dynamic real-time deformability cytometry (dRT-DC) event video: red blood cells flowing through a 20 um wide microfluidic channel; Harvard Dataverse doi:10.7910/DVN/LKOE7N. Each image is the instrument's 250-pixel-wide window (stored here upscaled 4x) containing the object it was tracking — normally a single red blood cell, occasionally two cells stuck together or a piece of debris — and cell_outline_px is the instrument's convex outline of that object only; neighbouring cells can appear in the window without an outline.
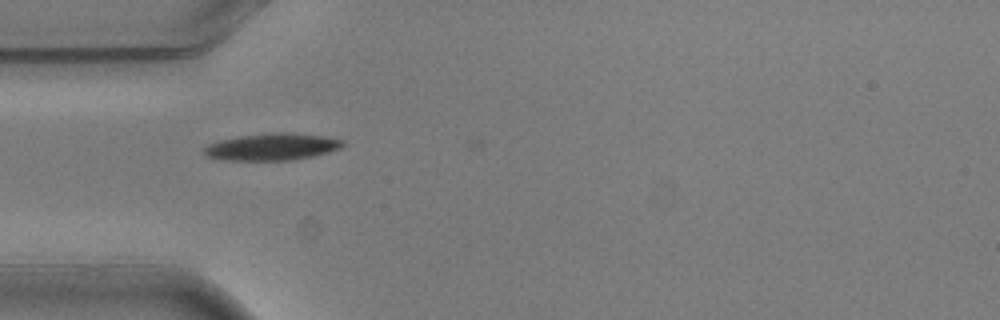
{"species": "common noctule bat (a hibernating species)", "species_latin": "Nyctalus noctula", "temperature_condition": "warm", "stored_images_in_passage": 3, "camera_frame_rate_fps": 3000, "um_per_image_px": 0.085, "animal": {"sex": "male", "body_mass_g": 20.5, "forearm_length_mm": 52.5}, "frame": {"image": 1, "passage_image": 2, "time_ms": 0.333, "image_size_px": [1000, 320], "cell_outline_px": [[344, 144], [340, 148], [328, 152], [312, 156], [292, 160], [224, 160], [208, 156], [204, 152], [204, 148], [208, 144], [220, 140], [240, 136], [268, 132], [292, 132], [324, 136], [344, 140]], "centroid_in_image_um": [23.14, 12.46], "position_along_channel_um": 61.9, "area_um2": 21.79}}